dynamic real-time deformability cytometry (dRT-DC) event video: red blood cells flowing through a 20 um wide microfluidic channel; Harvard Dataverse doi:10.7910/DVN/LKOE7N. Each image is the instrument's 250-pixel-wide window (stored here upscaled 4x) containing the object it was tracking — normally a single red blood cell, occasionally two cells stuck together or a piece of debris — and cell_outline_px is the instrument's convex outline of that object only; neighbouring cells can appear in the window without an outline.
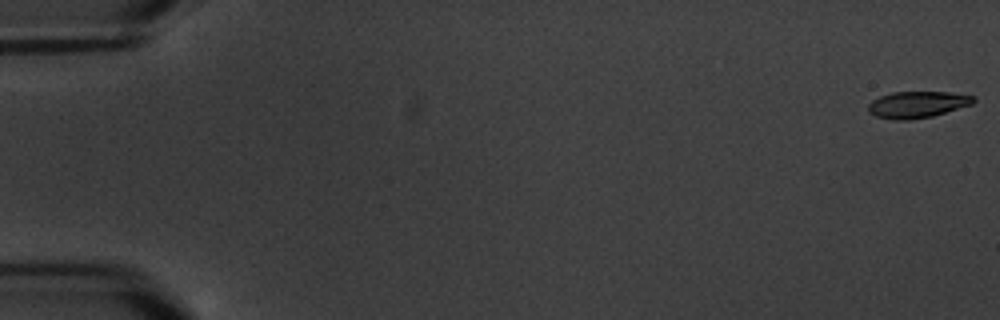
{"species": "common noctule bat (a hibernating species)", "species_latin": "Nyctalus noctula", "temperature_condition": "warm", "stored_images_in_passage": 8, "camera_frame_rate_fps": 3000, "um_per_image_px": 0.085, "animal": {"sex": "male", "body_mass_g": 20.1, "forearm_length_mm": 53.5}, "frame": {"image": 1, "passage_image": 1, "time_ms": 0.0, "image_size_px": [1000, 320], "cell_outline_px": [[976, 100], [972, 104], [932, 116], [908, 120], [892, 120], [876, 116], [868, 112], [868, 104], [872, 100], [880, 96], [892, 92], [948, 92], [976, 96]], "centroid_in_image_um": [77.96, 8.88], "position_along_channel_um": 7.0, "area_um2": 16.3}}
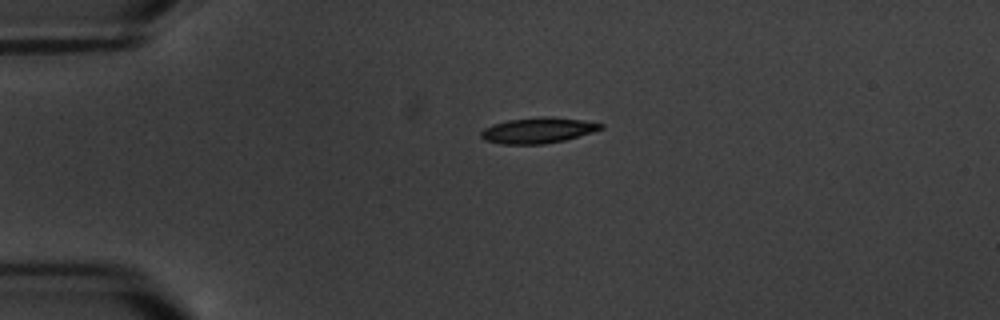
{"frame": {"image": 2, "passage_image": 5, "time_ms": 4.667, "image_size_px": [1000, 320], "cell_outline_px": [[604, 128], [592, 132], [564, 140], [544, 144], [500, 144], [484, 140], [480, 136], [480, 132], [484, 128], [492, 124], [508, 120], [540, 116], [552, 116], [580, 120], [604, 124]], "centroid_in_image_um": [45.69, 11.07], "position_along_channel_um": 39.3, "area_um2": 17.98}}
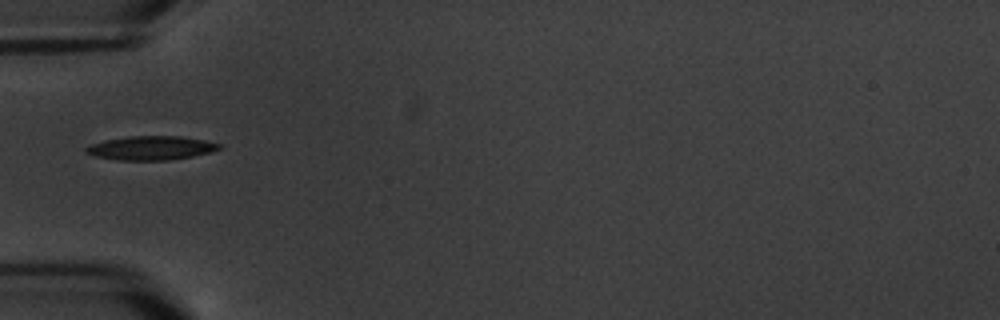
{"frame": {"image": 3, "passage_image": 6, "time_ms": 6.667, "image_size_px": [1000, 320], "cell_outline_px": [[224, 148], [192, 156], [168, 160], [116, 160], [96, 156], [84, 152], [84, 148], [92, 144], [104, 140], [132, 136], [180, 136], [204, 140], [220, 144]], "centroid_in_image_um": [12.82, 12.58], "position_along_channel_um": 72.2, "area_um2": 18.44}}